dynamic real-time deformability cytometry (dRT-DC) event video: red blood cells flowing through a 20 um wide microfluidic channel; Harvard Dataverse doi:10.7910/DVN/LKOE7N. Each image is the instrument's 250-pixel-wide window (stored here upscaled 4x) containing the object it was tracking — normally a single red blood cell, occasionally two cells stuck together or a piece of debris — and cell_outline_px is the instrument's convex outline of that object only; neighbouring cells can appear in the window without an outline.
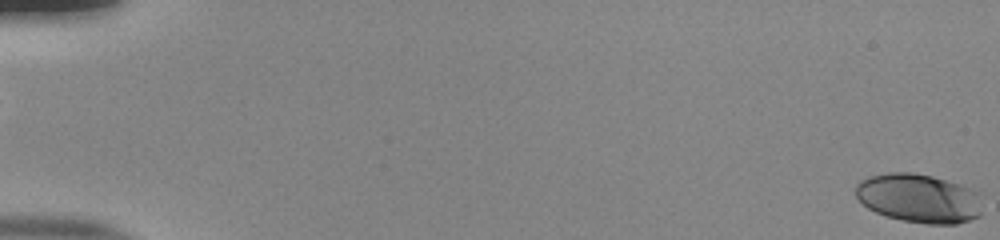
{"species": "human", "species_latin": "Homo sapiens", "temperature_condition": "room temperature", "stored_images_in_passage": 55, "camera_frame_rate_fps": 3000, "um_per_image_px": 0.085, "donor": {"sex": "male"}, "frame": {"image": 1, "passage_image": 1, "time_ms": 0.0, "image_size_px": [1000, 240], "cell_outline_px": [[980, 216], [956, 224], [928, 224], [900, 220], [884, 216], [868, 208], [856, 196], [856, 184], [860, 180], [868, 176], [888, 172], [912, 172], [932, 176], [960, 184], [972, 188], [980, 192]], "centroid_in_image_um": [78.1, 16.84], "position_along_channel_um": 6.9, "area_um2": 36.41}}
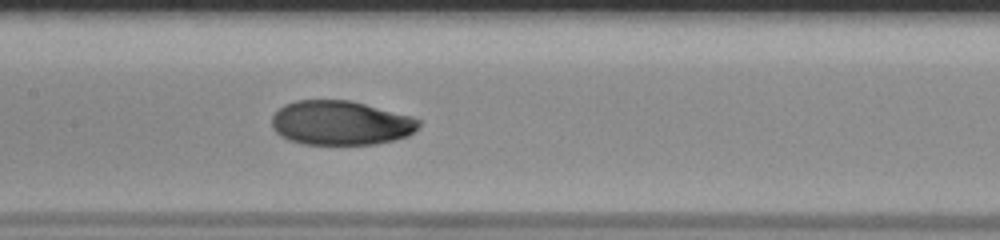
{"frame": {"image": 2, "passage_image": 29, "time_ms": 9.333, "image_size_px": [1000, 240], "cell_outline_px": [[420, 128], [408, 136], [396, 140], [376, 144], [304, 144], [288, 140], [280, 136], [272, 128], [272, 116], [284, 104], [296, 100], [348, 100], [364, 104], [408, 116], [420, 120]], "centroid_in_image_um": [28.94, 10.46], "position_along_channel_um": 178.5, "area_um2": 37.92}}
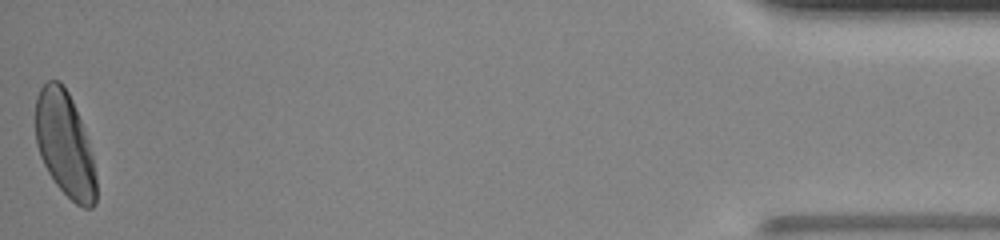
{"frame": {"image": 3, "passage_image": 55, "time_ms": 18.0, "image_size_px": [1000, 240], "cell_outline_px": [[96, 204], [92, 208], [84, 208], [76, 204], [56, 184], [48, 172], [40, 156], [36, 144], [36, 96], [40, 88], [48, 80], [60, 80], [68, 92], [72, 100], [88, 140], [92, 156], [96, 176]], "centroid_in_image_um": [5.51, 12.27], "position_along_channel_um": 429.7, "area_um2": 36.88}, "authors_computed_cell_mechanics": {"area_um2": 37.7434, "velocity_mm_per_s": 3.8789, "shape_relaxation_time_tau1_ms": 3.9048, "shape_relaxation_time_tau2_ms": 1.1416, "deformation_change_tau1": 0.2011, "deformation_change_tau2": 0.0377}}